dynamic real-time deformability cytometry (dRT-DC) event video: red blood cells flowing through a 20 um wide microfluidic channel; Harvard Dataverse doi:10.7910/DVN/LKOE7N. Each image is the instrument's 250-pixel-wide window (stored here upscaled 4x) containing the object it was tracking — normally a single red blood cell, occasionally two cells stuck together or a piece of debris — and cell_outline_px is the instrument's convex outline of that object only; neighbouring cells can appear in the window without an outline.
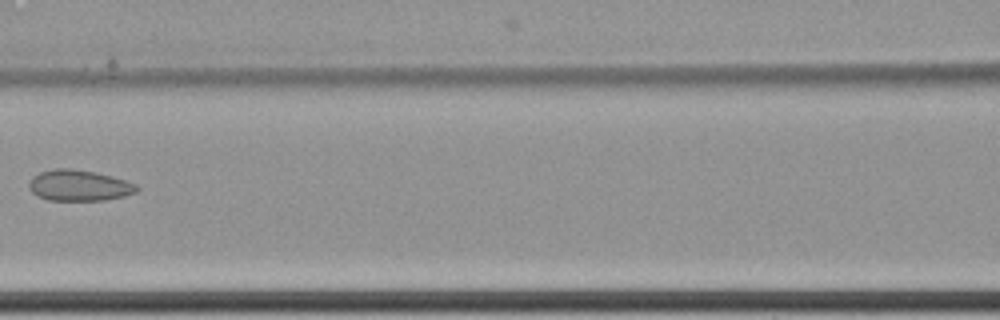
{"species": "common noctule bat (a hibernating species)", "species_latin": "Nyctalus noctula", "temperature_condition": "cold", "stored_images_in_passage": 11, "camera_frame_rate_fps": 3000, "um_per_image_px": 0.085, "animal": {"sex": "female", "body_mass_g": 22.7, "forearm_length_mm": 54.2}, "frame": {"image": 1, "passage_image": 7, "time_ms": 2.0, "image_size_px": [1000, 320], "cell_outline_px": [[140, 188], [136, 192], [124, 196], [104, 200], [48, 200], [36, 196], [28, 188], [28, 184], [32, 176], [40, 172], [56, 168], [72, 168], [96, 172], [112, 176], [136, 184]], "centroid_in_image_um": [6.69, 15.76], "position_along_channel_um": 159.9, "area_um2": 19.59}}
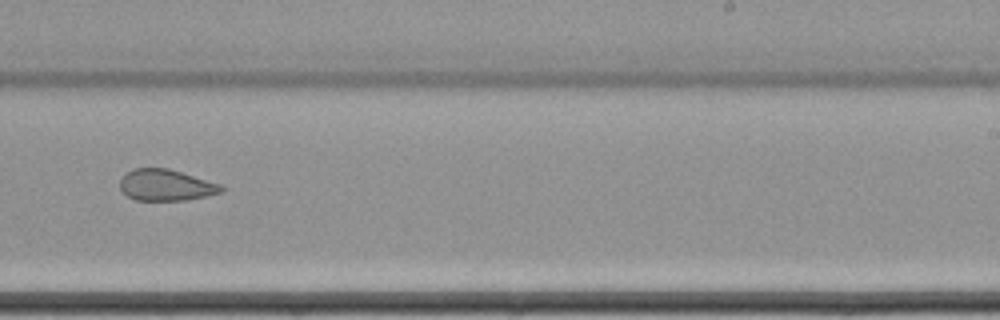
{"frame": {"image": 2, "passage_image": 10, "time_ms": 3.0, "image_size_px": [1000, 320], "cell_outline_px": [[224, 192], [184, 200], [136, 200], [128, 196], [120, 188], [120, 180], [128, 172], [136, 168], [168, 168], [224, 184]], "centroid_in_image_um": [14.17, 15.73], "position_along_channel_um": 274.8, "area_um2": 18.5}}
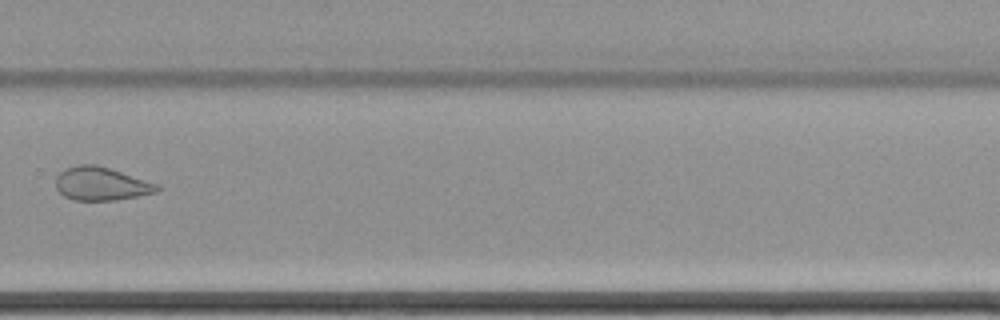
{"frame": {"image": 3, "passage_image": 11, "time_ms": 3.333, "image_size_px": [1000, 320], "cell_outline_px": [[160, 188], [156, 192], [116, 200], [72, 200], [64, 196], [56, 188], [56, 176], [64, 168], [76, 164], [96, 164], [160, 184]], "centroid_in_image_um": [8.58, 15.61], "position_along_channel_um": 321.2, "area_um2": 19.77}}